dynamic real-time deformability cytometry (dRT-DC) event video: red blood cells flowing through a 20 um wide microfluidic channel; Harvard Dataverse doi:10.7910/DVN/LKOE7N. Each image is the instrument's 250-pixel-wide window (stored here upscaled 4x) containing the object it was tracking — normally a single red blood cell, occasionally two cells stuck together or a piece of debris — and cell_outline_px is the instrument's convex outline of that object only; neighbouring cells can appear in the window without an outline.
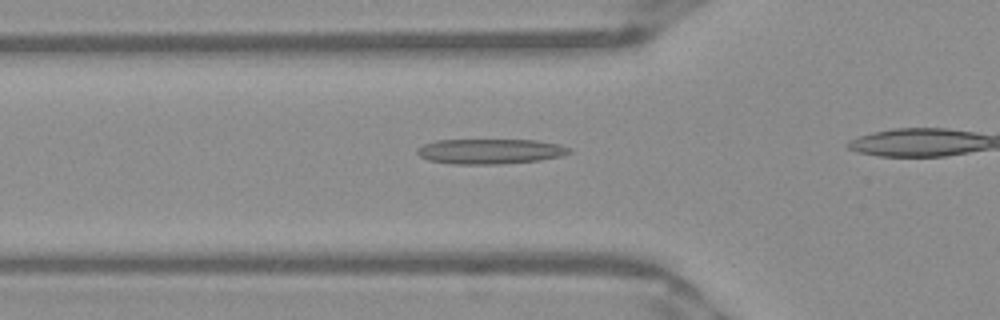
{"species": "Egyptian fruit bat (a non-hibernating species)", "species_latin": "Rousettus aegyptiacus", "temperature_condition": "warm", "stored_images_in_passage": 30, "camera_frame_rate_fps": 3000, "um_per_image_px": 0.085, "frame": {"image": 1, "passage_image": 7, "time_ms": 2.0, "image_size_px": [1000, 320], "cell_outline_px": [[572, 152], [560, 156], [540, 160], [500, 164], [456, 164], [428, 160], [420, 156], [416, 152], [416, 148], [424, 144], [436, 140], [536, 140], [560, 144], [572, 148]], "centroid_in_image_um": [41.68, 12.86], "position_along_channel_um": 84.1, "area_um2": 22.31}}
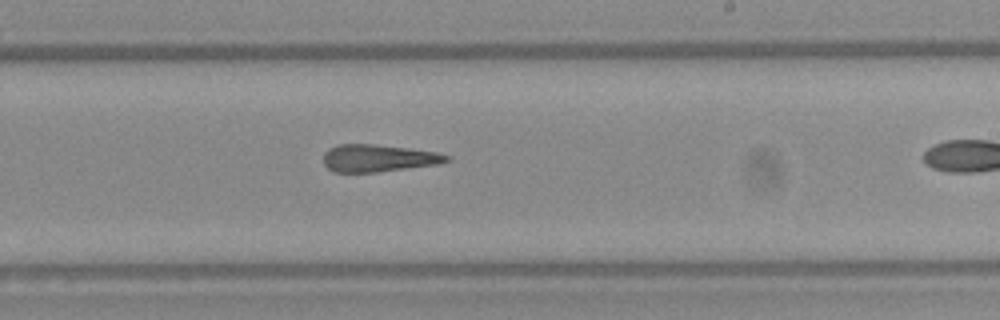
{"frame": {"image": 2, "passage_image": 20, "time_ms": 6.333, "image_size_px": [1000, 320], "cell_outline_px": [[452, 160], [436, 164], [376, 172], [332, 172], [324, 164], [324, 152], [328, 148], [336, 144], [372, 144], [408, 148], [436, 152], [452, 156]], "centroid_in_image_um": [32.13, 13.43], "position_along_channel_um": 256.9, "area_um2": 19.59}}
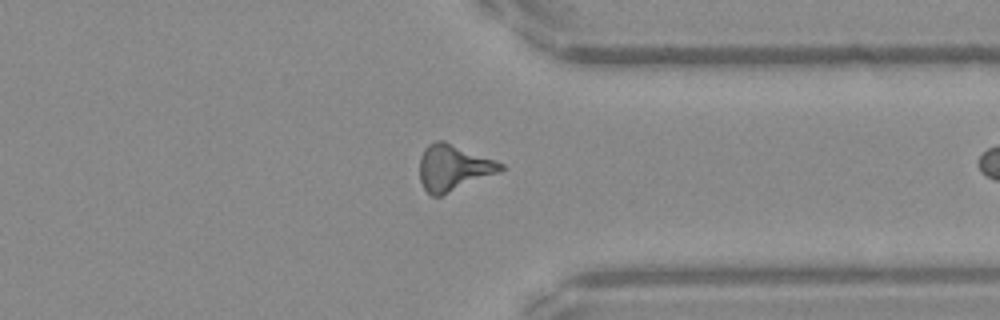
{"frame": {"image": 3, "passage_image": 29, "time_ms": 9.333, "image_size_px": [1000, 320], "cell_outline_px": [[504, 168], [500, 172], [440, 196], [432, 196], [424, 188], [420, 180], [420, 156], [424, 148], [428, 144], [436, 140], [444, 140], [496, 160], [504, 164]], "centroid_in_image_um": [38.53, 14.23], "position_along_channel_um": 372.9, "area_um2": 21.79}}